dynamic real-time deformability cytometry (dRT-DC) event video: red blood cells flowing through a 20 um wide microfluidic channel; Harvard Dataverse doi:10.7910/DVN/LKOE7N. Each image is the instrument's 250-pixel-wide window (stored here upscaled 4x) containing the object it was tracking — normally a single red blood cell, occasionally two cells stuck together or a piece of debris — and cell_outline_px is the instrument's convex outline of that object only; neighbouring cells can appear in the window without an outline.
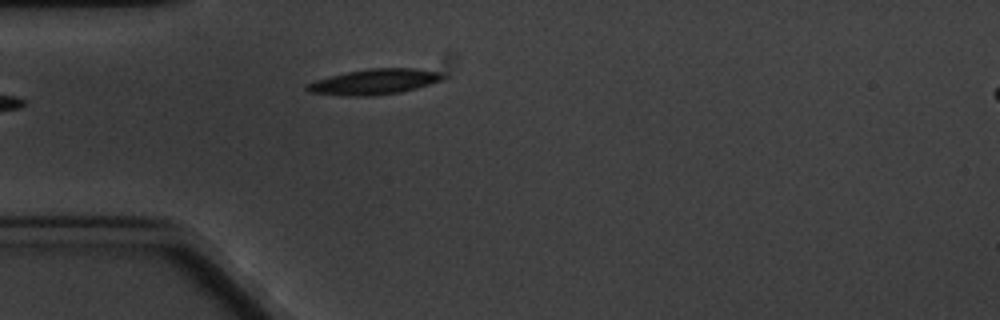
{"species": "common noctule bat (a hibernating species)", "species_latin": "Nyctalus noctula", "temperature_condition": "cold", "stored_images_in_passage": 1, "camera_frame_rate_fps": 3000, "um_per_image_px": 0.085, "animal": {"sex": "male", "body_mass_g": 20.1, "forearm_length_mm": 53.5}, "frame": {"image": 1, "passage_image": 1, "time_ms": 0.0, "image_size_px": [1000, 320], "cell_outline_px": [[448, 76], [444, 80], [416, 88], [400, 92], [372, 96], [344, 96], [308, 92], [304, 88], [304, 84], [328, 76], [368, 68], [416, 68], [440, 72]], "centroid_in_image_um": [31.82, 6.95], "position_along_channel_um": 53.2, "area_um2": 20.46}}